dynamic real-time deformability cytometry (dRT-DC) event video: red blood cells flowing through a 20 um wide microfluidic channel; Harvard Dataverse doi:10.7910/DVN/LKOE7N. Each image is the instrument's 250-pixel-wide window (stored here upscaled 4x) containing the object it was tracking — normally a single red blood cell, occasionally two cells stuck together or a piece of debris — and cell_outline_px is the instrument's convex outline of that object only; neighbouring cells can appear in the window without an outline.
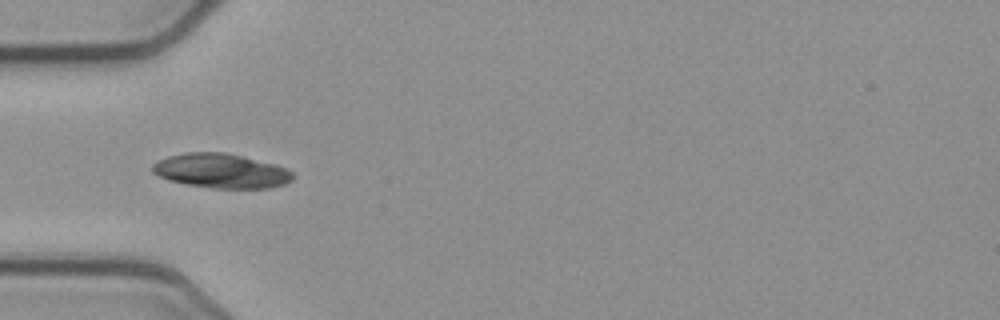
{"species": "common noctule bat (a hibernating species)", "species_latin": "Nyctalus noctula", "temperature_condition": "cold", "stored_images_in_passage": 19, "camera_frame_rate_fps": 3000, "um_per_image_px": 0.085, "animal": {"sex": "female", "body_mass_g": 21.9}, "frame": {"image": 1, "passage_image": 4, "time_ms": 1.0, "image_size_px": [1000, 320], "cell_outline_px": [[292, 180], [284, 184], [272, 188], [212, 188], [188, 184], [168, 180], [152, 172], [152, 164], [156, 160], [168, 156], [188, 152], [224, 152], [276, 164], [288, 168], [292, 172]], "centroid_in_image_um": [18.8, 14.52], "position_along_channel_um": 66.2, "area_um2": 28.21}}